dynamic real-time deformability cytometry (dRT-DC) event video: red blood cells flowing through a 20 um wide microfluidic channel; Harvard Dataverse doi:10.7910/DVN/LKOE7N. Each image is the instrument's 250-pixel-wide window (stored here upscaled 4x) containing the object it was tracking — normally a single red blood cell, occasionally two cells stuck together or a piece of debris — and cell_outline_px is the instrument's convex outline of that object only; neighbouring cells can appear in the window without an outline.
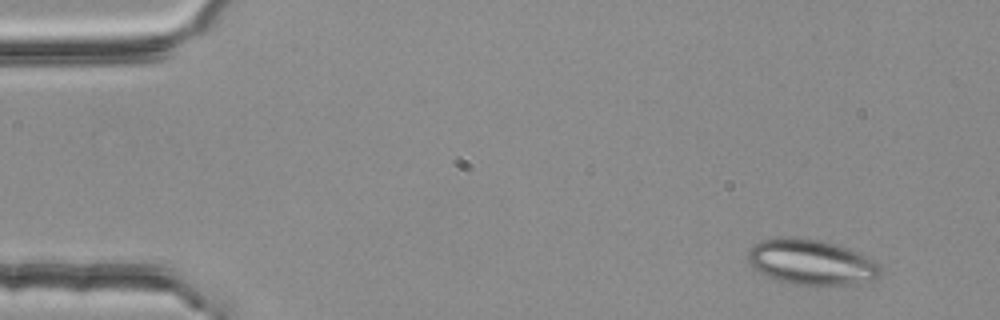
{"species": "common noctule bat (a hibernating species)", "species_latin": "Nyctalus noctula", "temperature_condition": "room temperature", "stored_images_in_passage": 4, "camera_frame_rate_fps": 3000, "um_per_image_px": 0.085, "animal": {"sex": "female", "body_mass_g": 25.1}, "frame": {"image": 1, "passage_image": 1, "time_ms": 0.0, "image_size_px": [1000, 320], "cell_outline_px": [[884, 272], [876, 280], [848, 284], [792, 284], [776, 280], [752, 268], [748, 260], [748, 248], [752, 244], [760, 240], [776, 236], [792, 236], [820, 240], [836, 244], [848, 248], [880, 264]], "centroid_in_image_um": [68.93, 22.25], "position_along_channel_um": 16.1, "area_um2": 35.37}}